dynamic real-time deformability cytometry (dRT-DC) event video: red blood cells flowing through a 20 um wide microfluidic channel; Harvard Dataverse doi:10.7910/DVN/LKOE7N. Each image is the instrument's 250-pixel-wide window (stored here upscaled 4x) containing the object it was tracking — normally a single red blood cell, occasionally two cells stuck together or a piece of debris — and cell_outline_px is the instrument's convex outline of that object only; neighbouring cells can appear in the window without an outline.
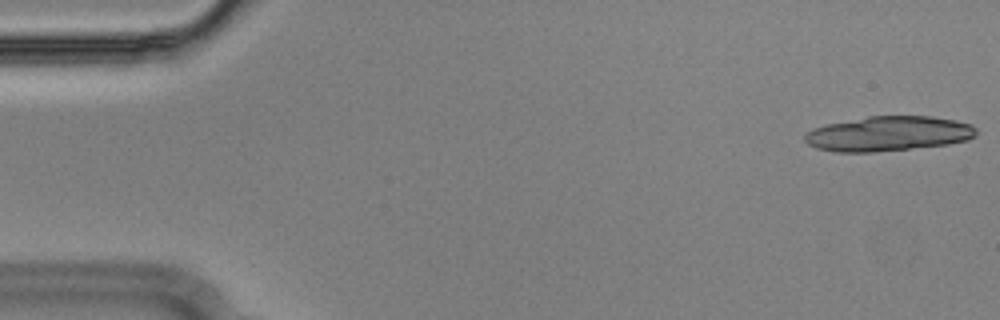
{"species": "Egyptian fruit bat (a non-hibernating species)", "species_latin": "Rousettus aegyptiacus", "temperature_condition": "cold", "stored_images_in_passage": 19, "camera_frame_rate_fps": 3000, "um_per_image_px": 0.085, "animal": {"sex": "male"}, "frame": {"image": 1, "passage_image": 1, "time_ms": 0.0, "image_size_px": [1000, 320], "cell_outline_px": [[976, 136], [968, 140], [948, 144], [872, 152], [836, 152], [816, 148], [808, 144], [804, 140], [804, 136], [812, 128], [828, 124], [868, 116], [932, 116], [956, 120], [972, 124], [976, 128]], "centroid_in_image_um": [75.53, 11.36], "position_along_channel_um": 9.5, "area_um2": 34.8}}